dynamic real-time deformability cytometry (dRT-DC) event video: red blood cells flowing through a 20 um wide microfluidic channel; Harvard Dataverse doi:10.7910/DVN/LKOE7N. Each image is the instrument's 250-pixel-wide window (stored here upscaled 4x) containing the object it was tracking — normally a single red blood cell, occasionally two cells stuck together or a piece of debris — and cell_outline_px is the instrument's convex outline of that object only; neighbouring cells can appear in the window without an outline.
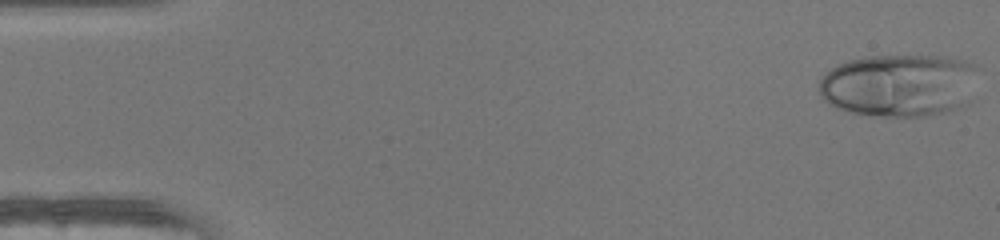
{"species": "human", "species_latin": "Homo sapiens", "temperature_condition": "warm", "stored_images_in_passage": 48, "camera_frame_rate_fps": 3000, "um_per_image_px": 0.085, "donor": {"sex": "female"}, "frame": {"image": 1, "passage_image": 1, "time_ms": 0.0, "image_size_px": [1000, 240], "cell_outline_px": [[972, 68], [960, 104], [944, 112], [924, 116], [884, 116], [852, 112], [836, 108], [828, 104], [824, 100], [820, 92], [820, 80], [836, 64], [848, 60], [872, 56], [940, 56], [964, 60], [972, 64]], "centroid_in_image_um": [76.21, 7.23], "position_along_channel_um": 8.8, "area_um2": 55.95}}
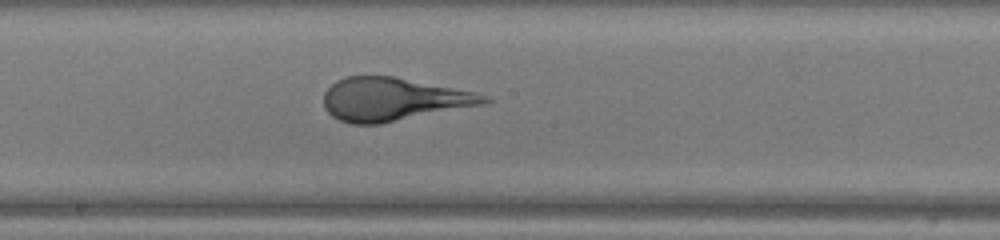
{"frame": {"image": 2, "passage_image": 26, "time_ms": 8.333, "image_size_px": [1000, 240], "cell_outline_px": [[492, 100], [484, 104], [380, 124], [352, 124], [340, 120], [332, 116], [324, 108], [324, 92], [336, 80], [348, 76], [392, 76], [476, 92], [488, 96]], "centroid_in_image_um": [33.41, 8.44], "position_along_channel_um": 214.8, "area_um2": 40.17}}
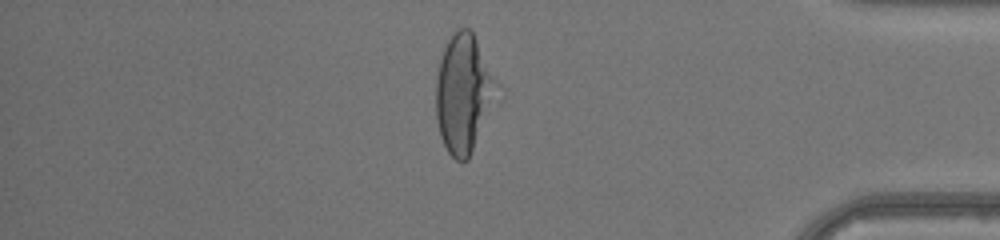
{"frame": {"image": 3, "passage_image": 41, "time_ms": 13.333, "image_size_px": [1000, 240], "cell_outline_px": [[504, 100], [468, 160], [456, 160], [448, 152], [440, 136], [436, 120], [436, 76], [440, 60], [444, 48], [452, 32], [456, 28], [468, 28], [472, 32], [504, 88]], "centroid_in_image_um": [39.56, 8.01], "position_along_channel_um": 395.6, "area_um2": 44.85}}